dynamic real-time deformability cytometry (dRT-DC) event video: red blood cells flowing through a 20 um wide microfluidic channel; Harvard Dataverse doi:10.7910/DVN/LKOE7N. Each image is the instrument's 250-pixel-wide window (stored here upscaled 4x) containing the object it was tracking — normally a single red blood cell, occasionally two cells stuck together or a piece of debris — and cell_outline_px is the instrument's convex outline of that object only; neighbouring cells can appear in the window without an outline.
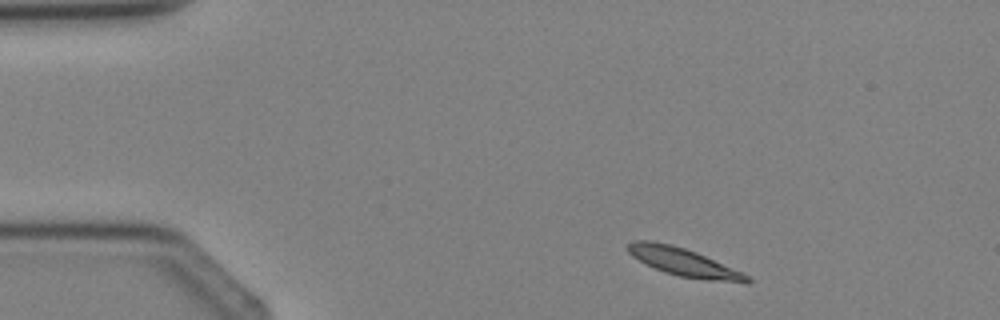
{"species": "Egyptian fruit bat (a non-hibernating species)", "species_latin": "Rousettus aegyptiacus", "temperature_condition": "cold", "stored_images_in_passage": 3, "camera_frame_rate_fps": 3000, "um_per_image_px": 0.085, "animal": {"sex": "female"}, "frame": {"image": 1, "passage_image": 1, "time_ms": 0.0, "image_size_px": [1000, 320], "cell_outline_px": [[752, 280], [748, 284], [744, 284], [708, 280], [680, 276], [664, 272], [632, 256], [628, 252], [628, 244], [632, 240], [652, 240], [672, 244], [696, 252], [744, 272]], "centroid_in_image_um": [58.19, 22.29], "position_along_channel_um": 26.8, "area_um2": 19.54}}